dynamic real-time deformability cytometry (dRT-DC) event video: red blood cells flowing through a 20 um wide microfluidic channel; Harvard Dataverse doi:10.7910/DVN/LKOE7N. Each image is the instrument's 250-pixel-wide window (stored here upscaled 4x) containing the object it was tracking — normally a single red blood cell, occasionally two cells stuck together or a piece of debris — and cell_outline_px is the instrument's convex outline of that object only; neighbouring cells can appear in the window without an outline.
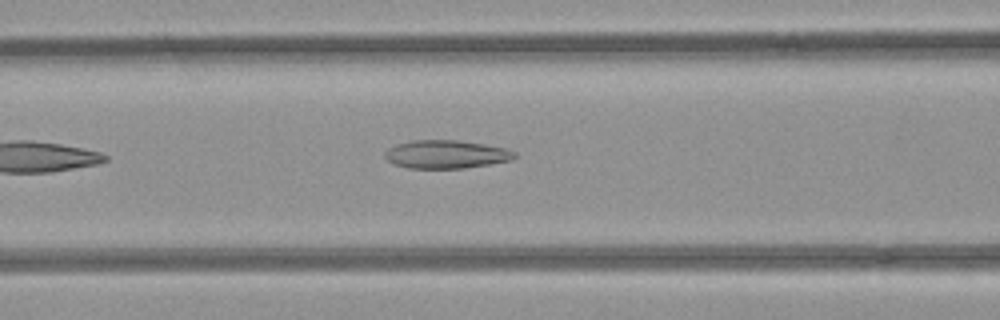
{"species": "common noctule bat (a hibernating species)", "species_latin": "Nyctalus noctula", "temperature_condition": "room temperature", "stored_images_in_passage": 6, "camera_frame_rate_fps": 3000, "um_per_image_px": 0.085, "animal": {"sex": "female", "body_mass_g": 21.9}, "frame": {"image": 1, "passage_image": 5, "time_ms": 1.333, "image_size_px": [1000, 320], "cell_outline_px": [[516, 156], [512, 160], [464, 168], [408, 168], [396, 164], [388, 160], [384, 156], [384, 152], [388, 148], [396, 144], [412, 140], [456, 140], [484, 144], [508, 148], [516, 152]], "centroid_in_image_um": [37.93, 13.11], "position_along_channel_um": 128.7, "area_um2": 21.33}}